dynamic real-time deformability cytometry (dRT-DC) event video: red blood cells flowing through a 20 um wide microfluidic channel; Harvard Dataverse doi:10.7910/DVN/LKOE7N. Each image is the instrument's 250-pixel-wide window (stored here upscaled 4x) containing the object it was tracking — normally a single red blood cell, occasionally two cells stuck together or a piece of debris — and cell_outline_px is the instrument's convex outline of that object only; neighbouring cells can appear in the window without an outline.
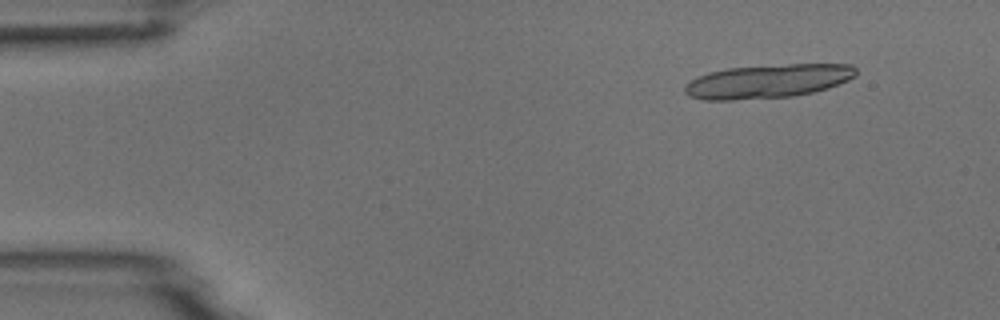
{"species": "common noctule bat (a hibernating species)", "species_latin": "Nyctalus noctula", "temperature_condition": "room temperature", "stored_images_in_passage": 7, "segment_of_instrument_passage": [2, 2], "camera_frame_rate_fps": 3000, "um_per_image_px": 0.085, "animal": {"sex": "male", "body_mass_g": 18.8}, "frame": {"image": 1, "passage_image": 7, "time_ms": 7.0, "image_size_px": [1000, 320], "cell_outline_px": [[856, 76], [848, 80], [828, 88], [812, 92], [792, 96], [732, 100], [704, 100], [688, 96], [684, 92], [684, 84], [708, 72], [728, 68], [788, 64], [852, 64], [856, 68]], "centroid_in_image_um": [65.26, 6.9], "position_along_channel_um": 19.7, "area_um2": 33.64}}